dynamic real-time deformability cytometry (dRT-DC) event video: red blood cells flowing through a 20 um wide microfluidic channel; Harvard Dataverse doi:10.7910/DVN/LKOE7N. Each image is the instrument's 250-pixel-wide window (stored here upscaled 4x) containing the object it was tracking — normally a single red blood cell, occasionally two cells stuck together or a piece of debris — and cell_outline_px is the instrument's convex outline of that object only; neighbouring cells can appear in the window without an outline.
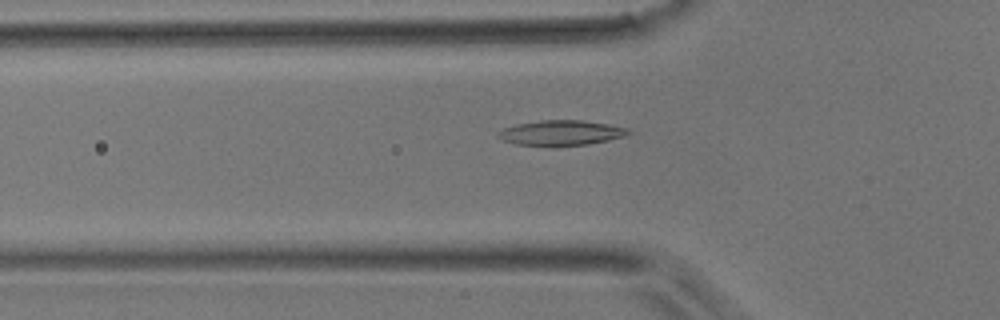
{"species": "common noctule bat (a hibernating species)", "species_latin": "Nyctalus noctula", "temperature_condition": "room temperature", "stored_images_in_passage": 38, "camera_frame_rate_fps": 3000, "um_per_image_px": 0.085, "animal": {"sex": "male", "body_mass_g": 17.9}, "frame": {"image": 1, "passage_image": 6, "time_ms": 1.667, "image_size_px": [1000, 320], "cell_outline_px": [[632, 132], [624, 136], [608, 140], [588, 144], [552, 148], [516, 144], [500, 140], [496, 136], [496, 132], [504, 128], [516, 124], [540, 120], [580, 120], [608, 124], [628, 128]], "centroid_in_image_um": [47.62, 11.32], "position_along_channel_um": 78.2, "area_um2": 19.65}}
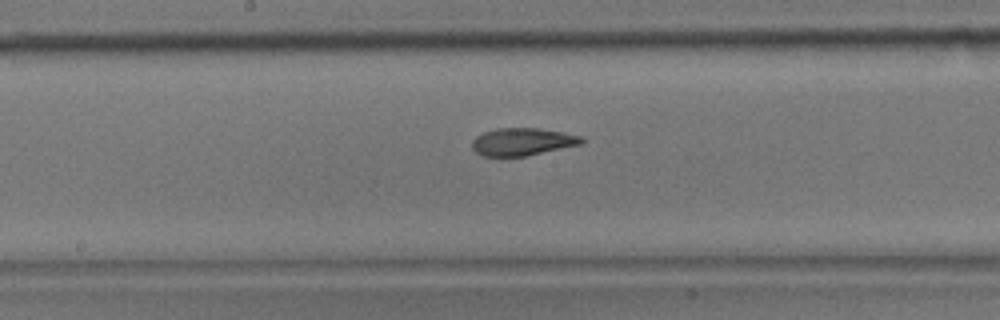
{"frame": {"image": 2, "passage_image": 15, "time_ms": 4.667, "image_size_px": [1000, 320], "cell_outline_px": [[584, 144], [524, 156], [484, 156], [476, 152], [472, 148], [472, 140], [476, 136], [484, 132], [496, 128], [540, 128], [564, 132], [580, 136], [584, 140]], "centroid_in_image_um": [44.42, 12.04], "position_along_channel_um": 203.8, "area_um2": 17.63}}
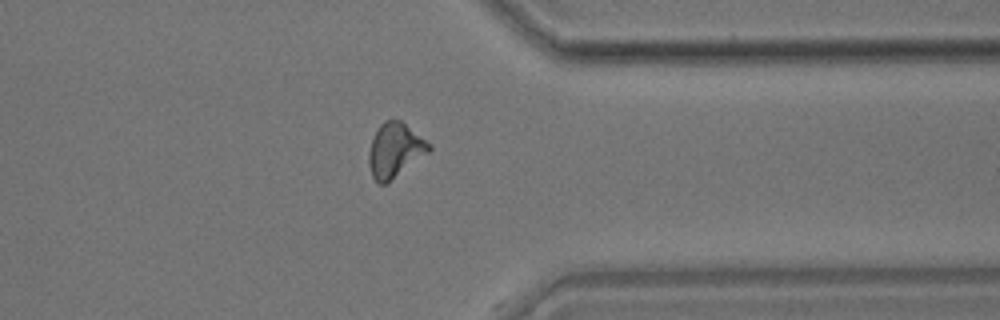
{"frame": {"image": 3, "passage_image": 28, "time_ms": 9.0, "image_size_px": [1000, 320], "cell_outline_px": [[432, 148], [428, 152], [388, 184], [380, 184], [372, 176], [368, 164], [368, 152], [372, 140], [380, 124], [384, 120], [400, 120], [432, 144]], "centroid_in_image_um": [33.57, 12.79], "position_along_channel_um": 377.8, "area_um2": 19.07}}